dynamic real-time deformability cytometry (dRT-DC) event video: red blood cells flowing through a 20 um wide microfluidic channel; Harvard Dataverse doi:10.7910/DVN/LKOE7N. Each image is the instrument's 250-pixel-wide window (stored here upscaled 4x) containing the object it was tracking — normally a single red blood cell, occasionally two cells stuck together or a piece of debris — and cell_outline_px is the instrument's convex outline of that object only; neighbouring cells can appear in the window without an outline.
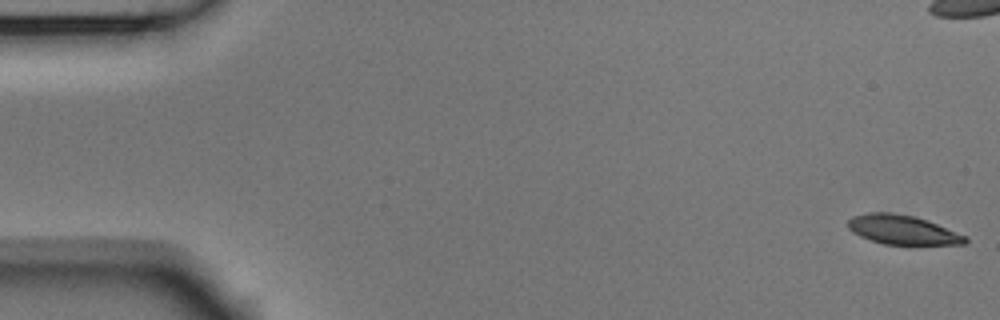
{"species": "Egyptian fruit bat (a non-hibernating species)", "species_latin": "Rousettus aegyptiacus", "temperature_condition": "room temperature", "stored_images_in_passage": 54, "camera_frame_rate_fps": 3000, "um_per_image_px": 0.085, "animal": {"sex": "male"}, "frame": {"image": 1, "passage_image": 1, "time_ms": 0.0, "image_size_px": [1000, 320], "cell_outline_px": [[968, 240], [964, 244], [884, 244], [860, 236], [852, 232], [848, 228], [848, 220], [852, 216], [868, 212], [888, 212], [912, 216], [928, 220], [968, 236]], "centroid_in_image_um": [76.72, 19.52], "position_along_channel_um": 8.3, "area_um2": 19.94}}
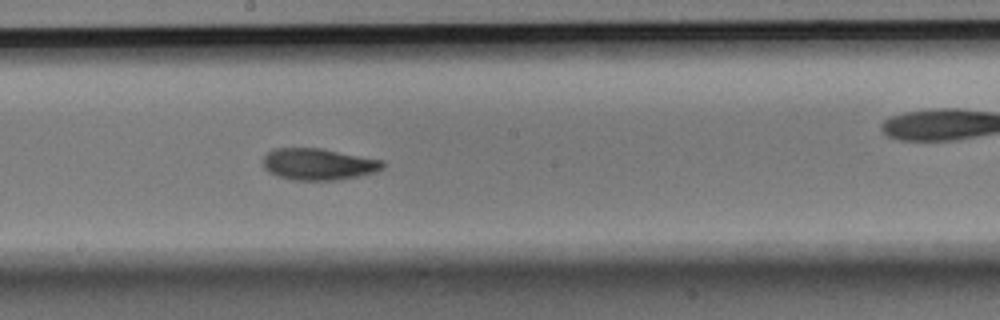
{"frame": {"image": 2, "passage_image": 29, "time_ms": 9.333, "image_size_px": [1000, 320], "cell_outline_px": [[384, 168], [376, 172], [340, 180], [292, 180], [276, 176], [268, 172], [264, 168], [264, 156], [268, 152], [276, 148], [320, 148], [384, 160]], "centroid_in_image_um": [27.08, 13.96], "position_along_channel_um": 221.1, "area_um2": 22.2}}
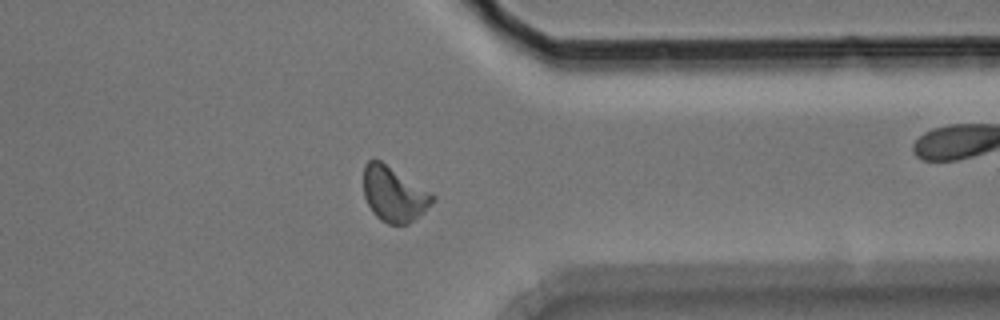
{"frame": {"image": 3, "passage_image": 42, "time_ms": 13.667, "image_size_px": [1000, 320], "cell_outline_px": [[436, 200], [424, 212], [408, 224], [388, 224], [380, 220], [372, 212], [364, 196], [364, 164], [368, 160], [380, 160], [432, 192], [436, 196]], "centroid_in_image_um": [33.51, 16.51], "position_along_channel_um": 377.9, "area_um2": 22.25}, "authors_computed_cell_mechanics": {"area_um2": 21.4727, "velocity_mm_per_s": 3.754, "shape_relaxation_time_tau1_ms": 4.7332, "shape_relaxation_time_tau2_ms": 2.943, "deformation_change_tau1": 0.1309, "deformation_change_tau2": 0.0802}}